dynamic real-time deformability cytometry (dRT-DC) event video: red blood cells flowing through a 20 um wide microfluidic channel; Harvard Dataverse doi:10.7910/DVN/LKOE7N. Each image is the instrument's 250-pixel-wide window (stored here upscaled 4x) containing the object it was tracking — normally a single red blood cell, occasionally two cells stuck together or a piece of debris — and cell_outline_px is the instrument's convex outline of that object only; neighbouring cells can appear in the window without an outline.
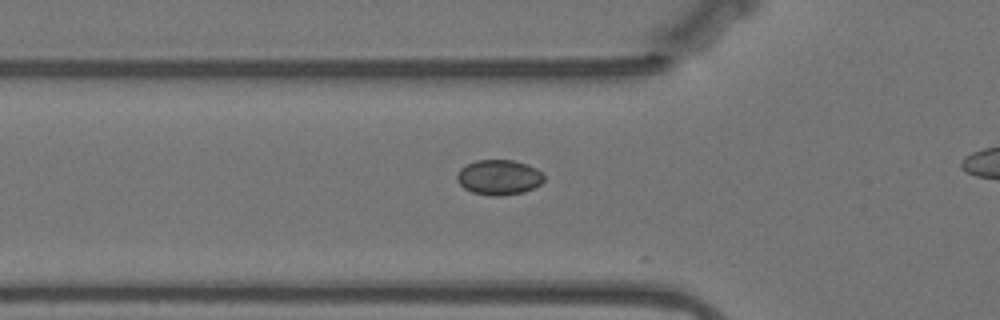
{"species": "Egyptian fruit bat (a non-hibernating species)", "species_latin": "Rousettus aegyptiacus", "temperature_condition": "warm", "stored_images_in_passage": 46, "camera_frame_rate_fps": 3000, "um_per_image_px": 0.085, "animal": {"sex": "female"}, "frame": {"image": 1, "passage_image": 19, "time_ms": 6.0, "image_size_px": [1000, 320], "cell_outline_px": [[544, 180], [540, 184], [524, 192], [504, 196], [492, 196], [472, 192], [464, 188], [456, 180], [456, 176], [460, 168], [476, 160], [512, 160], [528, 164], [536, 168], [544, 176]], "centroid_in_image_um": [42.4, 15.07], "position_along_channel_um": 83.4, "area_um2": 17.86}}
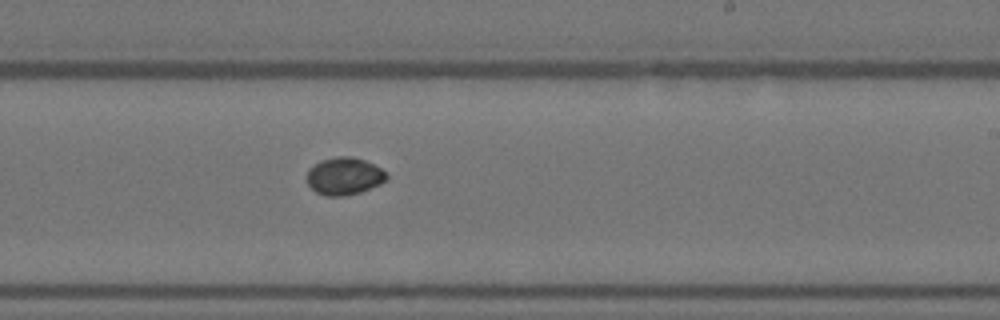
{"frame": {"image": 2, "passage_image": 34, "time_ms": 11.0, "image_size_px": [1000, 320], "cell_outline_px": [[388, 180], [380, 184], [360, 192], [344, 196], [324, 196], [316, 192], [308, 184], [308, 168], [320, 160], [336, 156], [352, 156], [364, 160], [388, 172]], "centroid_in_image_um": [29.27, 14.97], "position_along_channel_um": 259.7, "area_um2": 17.51}}
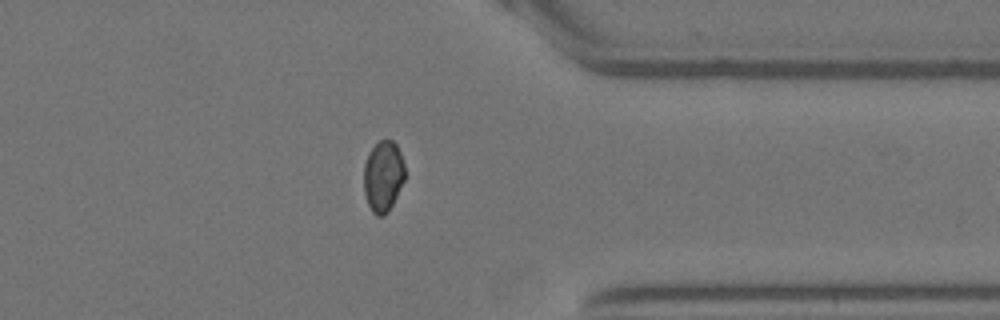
{"frame": {"image": 3, "passage_image": 45, "time_ms": 14.667, "image_size_px": [1000, 320], "cell_outline_px": [[404, 180], [388, 212], [384, 216], [376, 216], [372, 212], [368, 204], [364, 192], [364, 164], [368, 152], [380, 140], [392, 140], [396, 144], [400, 152], [404, 164]], "centroid_in_image_um": [32.55, 14.98], "position_along_channel_um": 378.8, "area_um2": 16.94}}